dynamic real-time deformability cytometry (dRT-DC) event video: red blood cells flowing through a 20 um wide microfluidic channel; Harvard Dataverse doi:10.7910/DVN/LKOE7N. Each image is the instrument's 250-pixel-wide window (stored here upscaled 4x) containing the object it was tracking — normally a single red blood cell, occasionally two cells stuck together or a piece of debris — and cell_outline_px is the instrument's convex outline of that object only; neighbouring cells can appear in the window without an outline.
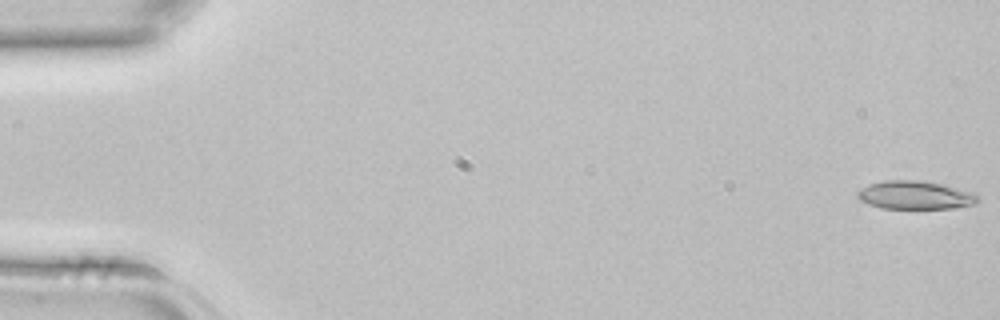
{"species": "common noctule bat (a hibernating species)", "species_latin": "Nyctalus noctula", "temperature_condition": "room temperature", "stored_images_in_passage": 4, "segment_of_instrument_passage": [2, 2], "camera_frame_rate_fps": 3000, "um_per_image_px": 0.085, "animal": {"sex": "female", "body_mass_g": 22.7, "forearm_length_mm": 54.2}, "frame": {"image": 1, "passage_image": 4, "time_ms": 1.0, "image_size_px": [1000, 320], "cell_outline_px": [[980, 200], [976, 204], [952, 208], [880, 208], [868, 204], [860, 200], [856, 196], [856, 192], [860, 188], [868, 184], [884, 180], [924, 180], [944, 184], [976, 192], [980, 196]], "centroid_in_image_um": [77.82, 16.57], "position_along_channel_um": 7.2, "area_um2": 20.35}}